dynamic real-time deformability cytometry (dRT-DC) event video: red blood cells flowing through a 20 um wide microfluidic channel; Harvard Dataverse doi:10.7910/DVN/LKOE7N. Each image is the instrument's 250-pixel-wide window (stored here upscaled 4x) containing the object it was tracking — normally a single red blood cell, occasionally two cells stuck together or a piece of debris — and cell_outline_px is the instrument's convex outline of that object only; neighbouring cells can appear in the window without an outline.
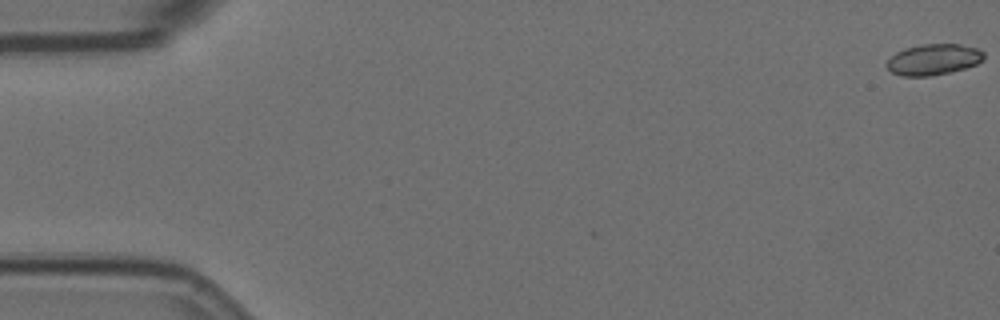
{"species": "Egyptian fruit bat (a non-hibernating species)", "species_latin": "Rousettus aegyptiacus", "temperature_condition": "room temperature", "stored_images_in_passage": 6, "camera_frame_rate_fps": 3000, "um_per_image_px": 0.085, "animal": {"sex": "female"}, "frame": {"image": 1, "passage_image": 1, "time_ms": 0.0, "image_size_px": [1000, 320], "cell_outline_px": [[984, 60], [976, 64], [952, 72], [932, 76], [900, 76], [892, 72], [884, 64], [896, 52], [904, 48], [924, 44], [960, 44], [980, 48], [984, 52]], "centroid_in_image_um": [79.36, 5.06], "position_along_channel_um": 5.6, "area_um2": 17.74}}
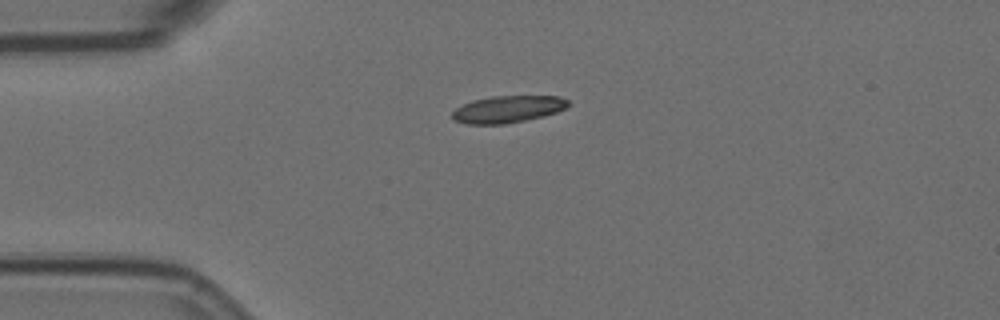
{"frame": {"image": 2, "passage_image": 5, "time_ms": 1.333, "image_size_px": [1000, 320], "cell_outline_px": [[568, 108], [544, 116], [504, 124], [468, 124], [452, 120], [452, 112], [456, 108], [472, 100], [492, 96], [560, 96], [568, 100]], "centroid_in_image_um": [43.16, 9.28], "position_along_channel_um": 41.8, "area_um2": 18.26}}
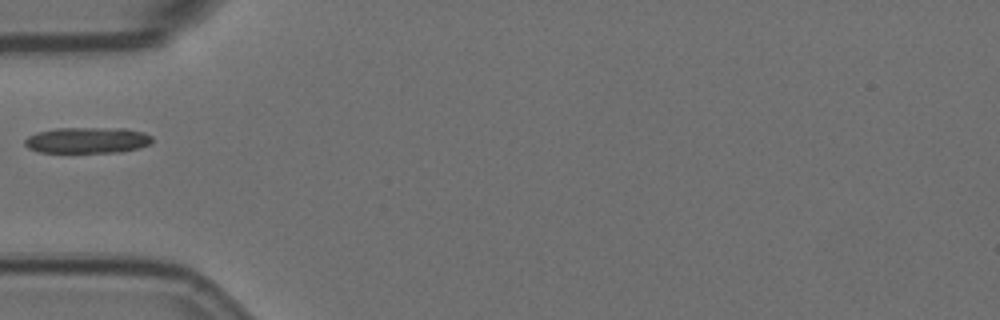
{"frame": {"image": 3, "passage_image": 6, "time_ms": 1.667, "image_size_px": [1000, 320], "cell_outline_px": [[152, 144], [140, 148], [120, 152], [40, 152], [28, 148], [24, 144], [24, 140], [28, 136], [36, 132], [56, 128], [124, 128], [144, 132], [152, 136]], "centroid_in_image_um": [7.45, 11.91], "position_along_channel_um": 77.6, "area_um2": 19.48}}